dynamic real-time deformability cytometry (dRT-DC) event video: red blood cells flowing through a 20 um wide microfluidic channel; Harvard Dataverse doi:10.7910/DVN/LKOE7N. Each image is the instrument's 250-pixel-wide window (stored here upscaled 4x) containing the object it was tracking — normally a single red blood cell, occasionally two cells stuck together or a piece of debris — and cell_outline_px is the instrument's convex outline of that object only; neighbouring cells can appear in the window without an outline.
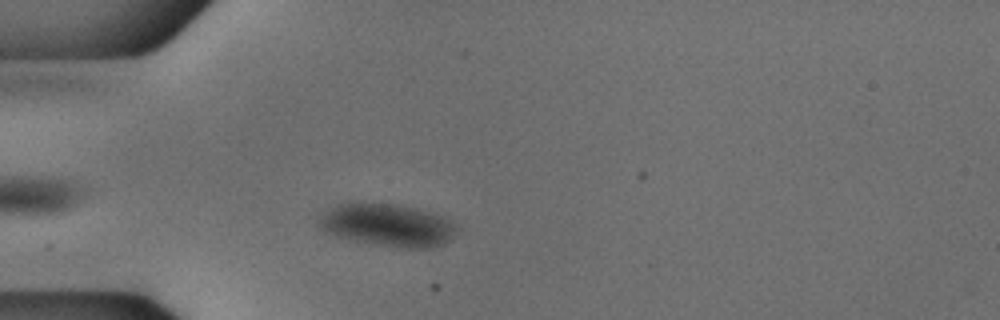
{"species": "common noctule bat (a hibernating species)", "species_latin": "Nyctalus noctula", "temperature_condition": "cold", "stored_images_in_passage": 34, "camera_frame_rate_fps": 3000, "um_per_image_px": 0.085, "animal": {"sex": "male", "body_mass_g": 18.8}, "frame": {"image": 1, "passage_image": 5, "time_ms": 1.333, "image_size_px": [1000, 320], "cell_outline_px": [[456, 228], [448, 240], [444, 244], [432, 248], [408, 248], [380, 244], [332, 236], [324, 232], [316, 216], [340, 204], [392, 204], [416, 208], [432, 212], [452, 220]], "centroid_in_image_um": [32.94, 19.14], "position_along_channel_um": 52.1, "area_um2": 33.58}}
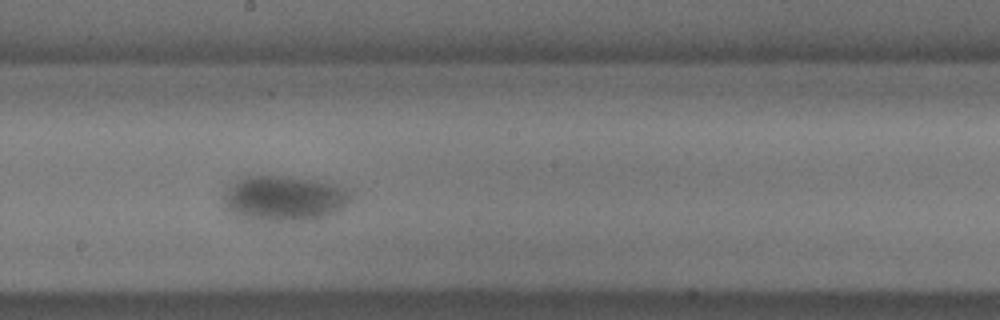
{"frame": {"image": 2, "passage_image": 20, "time_ms": 6.333, "image_size_px": [1000, 320], "cell_outline_px": [[352, 196], [344, 208], [336, 212], [312, 220], [252, 220], [236, 216], [228, 212], [224, 208], [224, 196], [228, 188], [236, 180], [244, 176], [284, 176], [316, 180], [336, 184], [344, 188]], "centroid_in_image_um": [24.13, 16.86], "position_along_channel_um": 224.1, "area_um2": 33.64}}
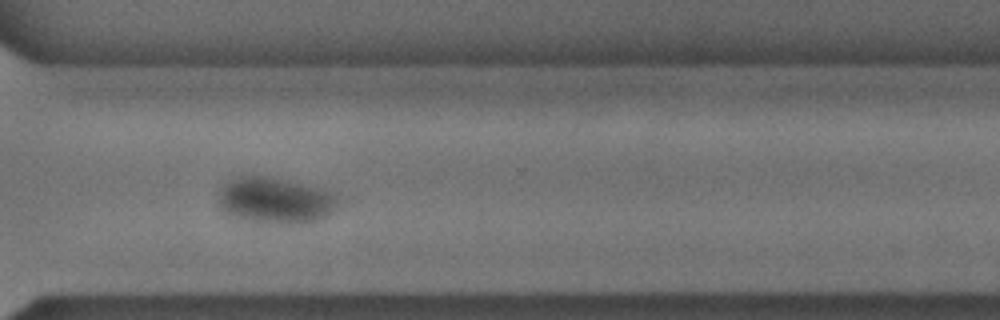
{"frame": {"image": 3, "passage_image": 30, "time_ms": 9.667, "image_size_px": [1000, 320], "cell_outline_px": [[344, 200], [340, 208], [320, 220], [300, 224], [280, 224], [248, 220], [236, 216], [220, 208], [220, 192], [236, 176], [268, 176], [320, 188], [332, 192]], "centroid_in_image_um": [23.56, 17.05], "position_along_channel_um": 347.0, "area_um2": 32.19}}